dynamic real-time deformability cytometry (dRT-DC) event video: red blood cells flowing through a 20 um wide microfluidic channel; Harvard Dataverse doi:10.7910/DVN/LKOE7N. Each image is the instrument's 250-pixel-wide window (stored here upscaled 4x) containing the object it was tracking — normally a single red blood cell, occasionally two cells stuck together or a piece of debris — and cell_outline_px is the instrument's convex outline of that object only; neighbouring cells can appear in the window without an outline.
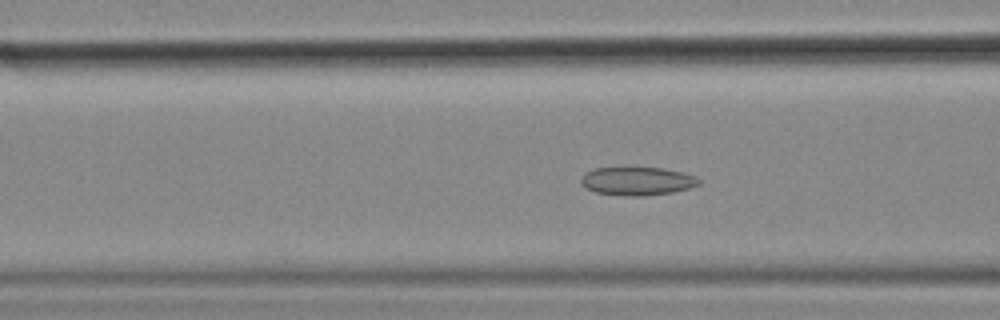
{"species": "common noctule bat (a hibernating species)", "species_latin": "Nyctalus noctula", "temperature_condition": "cold", "stored_images_in_passage": 41, "camera_frame_rate_fps": 3000, "um_per_image_px": 0.085, "animal": {"sex": "female", "body_mass_g": 18.4}, "frame": {"image": 1, "passage_image": 6, "time_ms": 1.667, "image_size_px": [1000, 320], "cell_outline_px": [[700, 184], [688, 188], [672, 192], [644, 196], [624, 196], [596, 192], [580, 184], [580, 180], [588, 172], [596, 168], [664, 168], [680, 172], [692, 176], [700, 180]], "centroid_in_image_um": [54.16, 15.4], "position_along_channel_um": 112.4, "area_um2": 19.07}}
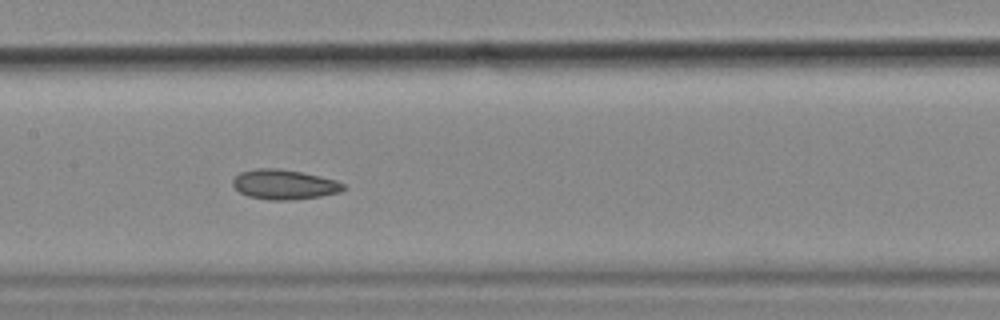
{"frame": {"image": 2, "passage_image": 12, "time_ms": 3.667, "image_size_px": [1000, 320], "cell_outline_px": [[344, 188], [340, 192], [320, 196], [288, 200], [268, 200], [248, 196], [240, 192], [232, 184], [232, 180], [240, 172], [256, 168], [280, 168], [300, 172], [336, 180], [344, 184]], "centroid_in_image_um": [24.12, 15.68], "position_along_channel_um": 183.3, "area_um2": 19.07}}
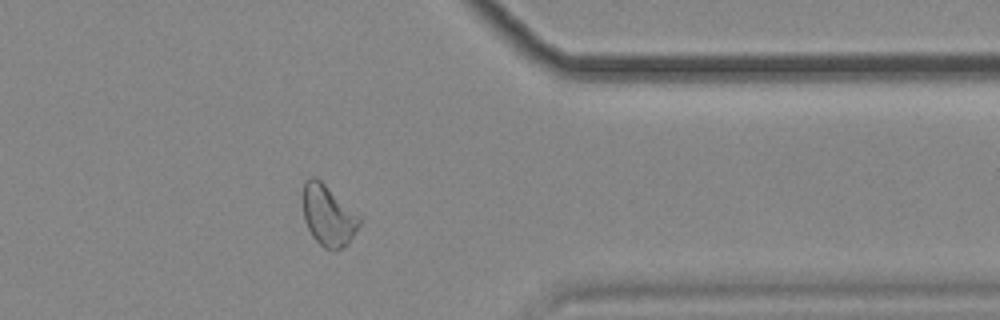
{"frame": {"image": 3, "passage_image": 30, "time_ms": 9.667, "image_size_px": [1000, 320], "cell_outline_px": [[360, 224], [348, 244], [332, 252], [324, 248], [312, 236], [304, 220], [304, 180], [312, 176], [316, 176], [360, 220]], "centroid_in_image_um": [27.85, 18.36], "position_along_channel_um": 383.5, "area_um2": 19.25}, "authors_computed_cell_mechanics": {"area_um2": 19.1318, "velocity_mm_per_s": 3.5386, "shape_relaxation_time_tau1_ms": null, "shape_relaxation_time_tau2_ms": 4.4471, "deformation_change_tau1": null, "deformation_change_tau2": 0.0958}}